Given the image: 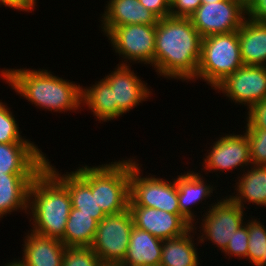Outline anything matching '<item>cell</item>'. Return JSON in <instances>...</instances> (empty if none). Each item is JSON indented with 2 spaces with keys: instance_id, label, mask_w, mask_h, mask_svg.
Masks as SVG:
<instances>
[{
  "instance_id": "ab89813d",
  "label": "cell",
  "mask_w": 266,
  "mask_h": 266,
  "mask_svg": "<svg viewBox=\"0 0 266 266\" xmlns=\"http://www.w3.org/2000/svg\"><path fill=\"white\" fill-rule=\"evenodd\" d=\"M222 0H201L202 3H209V2H218Z\"/></svg>"
},
{
  "instance_id": "d590c367",
  "label": "cell",
  "mask_w": 266,
  "mask_h": 266,
  "mask_svg": "<svg viewBox=\"0 0 266 266\" xmlns=\"http://www.w3.org/2000/svg\"><path fill=\"white\" fill-rule=\"evenodd\" d=\"M37 0H0V7L5 6L12 8V10L32 12L35 10V6H37Z\"/></svg>"
},
{
  "instance_id": "d6a6232c",
  "label": "cell",
  "mask_w": 266,
  "mask_h": 266,
  "mask_svg": "<svg viewBox=\"0 0 266 266\" xmlns=\"http://www.w3.org/2000/svg\"><path fill=\"white\" fill-rule=\"evenodd\" d=\"M201 4V0H173L170 4V16L190 18Z\"/></svg>"
},
{
  "instance_id": "cb8c5ba5",
  "label": "cell",
  "mask_w": 266,
  "mask_h": 266,
  "mask_svg": "<svg viewBox=\"0 0 266 266\" xmlns=\"http://www.w3.org/2000/svg\"><path fill=\"white\" fill-rule=\"evenodd\" d=\"M129 241L126 257L121 263L159 266L163 240L134 226Z\"/></svg>"
},
{
  "instance_id": "8d00e7d4",
  "label": "cell",
  "mask_w": 266,
  "mask_h": 266,
  "mask_svg": "<svg viewBox=\"0 0 266 266\" xmlns=\"http://www.w3.org/2000/svg\"><path fill=\"white\" fill-rule=\"evenodd\" d=\"M255 266H266V251L265 255H263L262 259Z\"/></svg>"
},
{
  "instance_id": "ac0fdd59",
  "label": "cell",
  "mask_w": 266,
  "mask_h": 266,
  "mask_svg": "<svg viewBox=\"0 0 266 266\" xmlns=\"http://www.w3.org/2000/svg\"><path fill=\"white\" fill-rule=\"evenodd\" d=\"M101 31L107 36L115 27L129 24L156 25L158 18L139 0H109L100 14ZM102 19V20H101Z\"/></svg>"
},
{
  "instance_id": "9a60e30c",
  "label": "cell",
  "mask_w": 266,
  "mask_h": 266,
  "mask_svg": "<svg viewBox=\"0 0 266 266\" xmlns=\"http://www.w3.org/2000/svg\"><path fill=\"white\" fill-rule=\"evenodd\" d=\"M128 209L135 227L161 240L182 236L193 227L180 214L140 206H129Z\"/></svg>"
},
{
  "instance_id": "ba28073f",
  "label": "cell",
  "mask_w": 266,
  "mask_h": 266,
  "mask_svg": "<svg viewBox=\"0 0 266 266\" xmlns=\"http://www.w3.org/2000/svg\"><path fill=\"white\" fill-rule=\"evenodd\" d=\"M155 36L156 25L129 24L115 27L107 38L112 50L122 57L119 65H129L130 62L154 67Z\"/></svg>"
},
{
  "instance_id": "52a82bcc",
  "label": "cell",
  "mask_w": 266,
  "mask_h": 266,
  "mask_svg": "<svg viewBox=\"0 0 266 266\" xmlns=\"http://www.w3.org/2000/svg\"><path fill=\"white\" fill-rule=\"evenodd\" d=\"M209 207V208H208ZM203 215L201 211L200 226L194 225L193 228L199 227L198 235L199 243L211 241L212 245H216L221 253L226 248L228 242L234 236V232L245 223L247 213L240 205L235 203L228 195L220 198L215 203L208 205ZM245 213V214H244ZM245 219V220H244ZM202 231V233H201Z\"/></svg>"
},
{
  "instance_id": "5b68a950",
  "label": "cell",
  "mask_w": 266,
  "mask_h": 266,
  "mask_svg": "<svg viewBox=\"0 0 266 266\" xmlns=\"http://www.w3.org/2000/svg\"><path fill=\"white\" fill-rule=\"evenodd\" d=\"M131 157L91 166V190L106 215L128 209L130 201Z\"/></svg>"
},
{
  "instance_id": "484cf974",
  "label": "cell",
  "mask_w": 266,
  "mask_h": 266,
  "mask_svg": "<svg viewBox=\"0 0 266 266\" xmlns=\"http://www.w3.org/2000/svg\"><path fill=\"white\" fill-rule=\"evenodd\" d=\"M97 226L92 215L78 213V209L72 208L61 241L66 247H91Z\"/></svg>"
},
{
  "instance_id": "4316f807",
  "label": "cell",
  "mask_w": 266,
  "mask_h": 266,
  "mask_svg": "<svg viewBox=\"0 0 266 266\" xmlns=\"http://www.w3.org/2000/svg\"><path fill=\"white\" fill-rule=\"evenodd\" d=\"M259 220L260 218L257 220L252 216L251 220L245 221L249 236L246 261L249 259V263L254 266L262 259L266 251V227L264 222L261 223Z\"/></svg>"
},
{
  "instance_id": "e575fe53",
  "label": "cell",
  "mask_w": 266,
  "mask_h": 266,
  "mask_svg": "<svg viewBox=\"0 0 266 266\" xmlns=\"http://www.w3.org/2000/svg\"><path fill=\"white\" fill-rule=\"evenodd\" d=\"M247 17L266 23V0H247Z\"/></svg>"
},
{
  "instance_id": "5bb4252c",
  "label": "cell",
  "mask_w": 266,
  "mask_h": 266,
  "mask_svg": "<svg viewBox=\"0 0 266 266\" xmlns=\"http://www.w3.org/2000/svg\"><path fill=\"white\" fill-rule=\"evenodd\" d=\"M113 71L103 78L113 89V103L123 113L139 106L143 101H148L153 94L147 83L131 69L132 65H116Z\"/></svg>"
},
{
  "instance_id": "9c48e42d",
  "label": "cell",
  "mask_w": 266,
  "mask_h": 266,
  "mask_svg": "<svg viewBox=\"0 0 266 266\" xmlns=\"http://www.w3.org/2000/svg\"><path fill=\"white\" fill-rule=\"evenodd\" d=\"M246 18V0H222L202 3L189 19L204 38L238 31Z\"/></svg>"
},
{
  "instance_id": "f546056e",
  "label": "cell",
  "mask_w": 266,
  "mask_h": 266,
  "mask_svg": "<svg viewBox=\"0 0 266 266\" xmlns=\"http://www.w3.org/2000/svg\"><path fill=\"white\" fill-rule=\"evenodd\" d=\"M101 263L91 247H66L62 266H100Z\"/></svg>"
},
{
  "instance_id": "2e32d148",
  "label": "cell",
  "mask_w": 266,
  "mask_h": 266,
  "mask_svg": "<svg viewBox=\"0 0 266 266\" xmlns=\"http://www.w3.org/2000/svg\"><path fill=\"white\" fill-rule=\"evenodd\" d=\"M47 159L34 143H0V174H39Z\"/></svg>"
},
{
  "instance_id": "8992f818",
  "label": "cell",
  "mask_w": 266,
  "mask_h": 266,
  "mask_svg": "<svg viewBox=\"0 0 266 266\" xmlns=\"http://www.w3.org/2000/svg\"><path fill=\"white\" fill-rule=\"evenodd\" d=\"M137 161L135 157L131 158L129 206L148 207L180 214L175 178H172L173 181H168L150 173L144 177L142 164Z\"/></svg>"
},
{
  "instance_id": "e0dca14e",
  "label": "cell",
  "mask_w": 266,
  "mask_h": 266,
  "mask_svg": "<svg viewBox=\"0 0 266 266\" xmlns=\"http://www.w3.org/2000/svg\"><path fill=\"white\" fill-rule=\"evenodd\" d=\"M200 172L202 173V171L196 173L190 170L175 177L180 215L192 226L199 223L198 219H195L197 214L195 215L192 205L193 207L194 205L197 206L203 203V200L204 205L207 201L206 199L211 197L213 191H215L214 188L217 187H214L212 183H206L207 180L204 179L205 177Z\"/></svg>"
},
{
  "instance_id": "836d02e7",
  "label": "cell",
  "mask_w": 266,
  "mask_h": 266,
  "mask_svg": "<svg viewBox=\"0 0 266 266\" xmlns=\"http://www.w3.org/2000/svg\"><path fill=\"white\" fill-rule=\"evenodd\" d=\"M139 2L158 19L170 16V3L168 0H139Z\"/></svg>"
},
{
  "instance_id": "603a6c76",
  "label": "cell",
  "mask_w": 266,
  "mask_h": 266,
  "mask_svg": "<svg viewBox=\"0 0 266 266\" xmlns=\"http://www.w3.org/2000/svg\"><path fill=\"white\" fill-rule=\"evenodd\" d=\"M196 232V229L192 227L187 233L182 236L163 240L159 266L201 265L200 257L198 255L199 253L197 251L198 248L195 247L197 244H200L199 238H194V236H196ZM193 239H195L197 242L195 243V240Z\"/></svg>"
},
{
  "instance_id": "83f0119b",
  "label": "cell",
  "mask_w": 266,
  "mask_h": 266,
  "mask_svg": "<svg viewBox=\"0 0 266 266\" xmlns=\"http://www.w3.org/2000/svg\"><path fill=\"white\" fill-rule=\"evenodd\" d=\"M17 123L7 103L0 100V143H34L22 137Z\"/></svg>"
},
{
  "instance_id": "7402d4cb",
  "label": "cell",
  "mask_w": 266,
  "mask_h": 266,
  "mask_svg": "<svg viewBox=\"0 0 266 266\" xmlns=\"http://www.w3.org/2000/svg\"><path fill=\"white\" fill-rule=\"evenodd\" d=\"M238 40L244 65L266 66V23L247 17L238 30Z\"/></svg>"
},
{
  "instance_id": "1f68e13d",
  "label": "cell",
  "mask_w": 266,
  "mask_h": 266,
  "mask_svg": "<svg viewBox=\"0 0 266 266\" xmlns=\"http://www.w3.org/2000/svg\"><path fill=\"white\" fill-rule=\"evenodd\" d=\"M245 119L251 128L266 130V99L254 104L248 110Z\"/></svg>"
},
{
  "instance_id": "277c9868",
  "label": "cell",
  "mask_w": 266,
  "mask_h": 266,
  "mask_svg": "<svg viewBox=\"0 0 266 266\" xmlns=\"http://www.w3.org/2000/svg\"><path fill=\"white\" fill-rule=\"evenodd\" d=\"M243 65L238 31L212 34L202 39L201 58L192 82L204 80L214 89Z\"/></svg>"
},
{
  "instance_id": "d4e9b609",
  "label": "cell",
  "mask_w": 266,
  "mask_h": 266,
  "mask_svg": "<svg viewBox=\"0 0 266 266\" xmlns=\"http://www.w3.org/2000/svg\"><path fill=\"white\" fill-rule=\"evenodd\" d=\"M83 106L88 107L99 123L116 120L124 115L113 103V89L103 78L92 86L85 88L82 85Z\"/></svg>"
},
{
  "instance_id": "7a4b0ae2",
  "label": "cell",
  "mask_w": 266,
  "mask_h": 266,
  "mask_svg": "<svg viewBox=\"0 0 266 266\" xmlns=\"http://www.w3.org/2000/svg\"><path fill=\"white\" fill-rule=\"evenodd\" d=\"M0 73L10 89L39 109L58 113L82 109V86L77 82L43 68H3Z\"/></svg>"
},
{
  "instance_id": "74e56055",
  "label": "cell",
  "mask_w": 266,
  "mask_h": 266,
  "mask_svg": "<svg viewBox=\"0 0 266 266\" xmlns=\"http://www.w3.org/2000/svg\"><path fill=\"white\" fill-rule=\"evenodd\" d=\"M100 266H122L121 263L102 262Z\"/></svg>"
},
{
  "instance_id": "7c38bea8",
  "label": "cell",
  "mask_w": 266,
  "mask_h": 266,
  "mask_svg": "<svg viewBox=\"0 0 266 266\" xmlns=\"http://www.w3.org/2000/svg\"><path fill=\"white\" fill-rule=\"evenodd\" d=\"M214 90L249 110L254 104L266 99V66L243 65Z\"/></svg>"
},
{
  "instance_id": "60d3db41",
  "label": "cell",
  "mask_w": 266,
  "mask_h": 266,
  "mask_svg": "<svg viewBox=\"0 0 266 266\" xmlns=\"http://www.w3.org/2000/svg\"><path fill=\"white\" fill-rule=\"evenodd\" d=\"M122 266H140V265H135V264H130V263H121Z\"/></svg>"
},
{
  "instance_id": "ffe728a7",
  "label": "cell",
  "mask_w": 266,
  "mask_h": 266,
  "mask_svg": "<svg viewBox=\"0 0 266 266\" xmlns=\"http://www.w3.org/2000/svg\"><path fill=\"white\" fill-rule=\"evenodd\" d=\"M242 173L237 174L234 193L228 196L243 209H249L244 205L251 203L266 207V165H251Z\"/></svg>"
},
{
  "instance_id": "f35d334b",
  "label": "cell",
  "mask_w": 266,
  "mask_h": 266,
  "mask_svg": "<svg viewBox=\"0 0 266 266\" xmlns=\"http://www.w3.org/2000/svg\"><path fill=\"white\" fill-rule=\"evenodd\" d=\"M4 266H21L16 259H14L13 261H10L9 263L7 262V264L5 263Z\"/></svg>"
},
{
  "instance_id": "6da1fadb",
  "label": "cell",
  "mask_w": 266,
  "mask_h": 266,
  "mask_svg": "<svg viewBox=\"0 0 266 266\" xmlns=\"http://www.w3.org/2000/svg\"><path fill=\"white\" fill-rule=\"evenodd\" d=\"M202 39L189 18L167 16L159 19L152 69L169 80L193 81L201 58Z\"/></svg>"
},
{
  "instance_id": "8fae6325",
  "label": "cell",
  "mask_w": 266,
  "mask_h": 266,
  "mask_svg": "<svg viewBox=\"0 0 266 266\" xmlns=\"http://www.w3.org/2000/svg\"><path fill=\"white\" fill-rule=\"evenodd\" d=\"M223 135L215 138L216 141L209 147L210 150H206L207 152L204 154L202 170L205 169V175L218 171V173L227 171L232 173L235 169L244 171L252 165L250 145L245 132L242 134H235L234 132L230 134L229 132V134Z\"/></svg>"
},
{
  "instance_id": "4fadbf2b",
  "label": "cell",
  "mask_w": 266,
  "mask_h": 266,
  "mask_svg": "<svg viewBox=\"0 0 266 266\" xmlns=\"http://www.w3.org/2000/svg\"><path fill=\"white\" fill-rule=\"evenodd\" d=\"M45 167L68 189L72 208L78 209V213L92 215L98 223L106 216L91 190V166L84 164L75 171L61 174L47 159Z\"/></svg>"
},
{
  "instance_id": "30bf717a",
  "label": "cell",
  "mask_w": 266,
  "mask_h": 266,
  "mask_svg": "<svg viewBox=\"0 0 266 266\" xmlns=\"http://www.w3.org/2000/svg\"><path fill=\"white\" fill-rule=\"evenodd\" d=\"M133 219L127 209L118 214L106 215L97 226L91 245L102 262L121 263L126 257Z\"/></svg>"
},
{
  "instance_id": "4dcf8cb0",
  "label": "cell",
  "mask_w": 266,
  "mask_h": 266,
  "mask_svg": "<svg viewBox=\"0 0 266 266\" xmlns=\"http://www.w3.org/2000/svg\"><path fill=\"white\" fill-rule=\"evenodd\" d=\"M248 226L246 223H244L240 228H238L234 232V236L232 239L229 240L226 248L222 251L223 254L226 256H229V259L231 256L238 257L237 259H246L247 258V251H248Z\"/></svg>"
},
{
  "instance_id": "d6986e66",
  "label": "cell",
  "mask_w": 266,
  "mask_h": 266,
  "mask_svg": "<svg viewBox=\"0 0 266 266\" xmlns=\"http://www.w3.org/2000/svg\"><path fill=\"white\" fill-rule=\"evenodd\" d=\"M25 234L22 260L16 259L21 266H62L66 246L61 240L41 236L31 230Z\"/></svg>"
},
{
  "instance_id": "3957f363",
  "label": "cell",
  "mask_w": 266,
  "mask_h": 266,
  "mask_svg": "<svg viewBox=\"0 0 266 266\" xmlns=\"http://www.w3.org/2000/svg\"><path fill=\"white\" fill-rule=\"evenodd\" d=\"M72 209L68 189L45 167L31 182L28 213L32 229L41 236L61 240Z\"/></svg>"
},
{
  "instance_id": "44dd1931",
  "label": "cell",
  "mask_w": 266,
  "mask_h": 266,
  "mask_svg": "<svg viewBox=\"0 0 266 266\" xmlns=\"http://www.w3.org/2000/svg\"><path fill=\"white\" fill-rule=\"evenodd\" d=\"M37 175L0 174V220L15 211L28 213L29 186Z\"/></svg>"
},
{
  "instance_id": "f1b7e54d",
  "label": "cell",
  "mask_w": 266,
  "mask_h": 266,
  "mask_svg": "<svg viewBox=\"0 0 266 266\" xmlns=\"http://www.w3.org/2000/svg\"><path fill=\"white\" fill-rule=\"evenodd\" d=\"M252 165H266V130L245 125Z\"/></svg>"
}]
</instances>
